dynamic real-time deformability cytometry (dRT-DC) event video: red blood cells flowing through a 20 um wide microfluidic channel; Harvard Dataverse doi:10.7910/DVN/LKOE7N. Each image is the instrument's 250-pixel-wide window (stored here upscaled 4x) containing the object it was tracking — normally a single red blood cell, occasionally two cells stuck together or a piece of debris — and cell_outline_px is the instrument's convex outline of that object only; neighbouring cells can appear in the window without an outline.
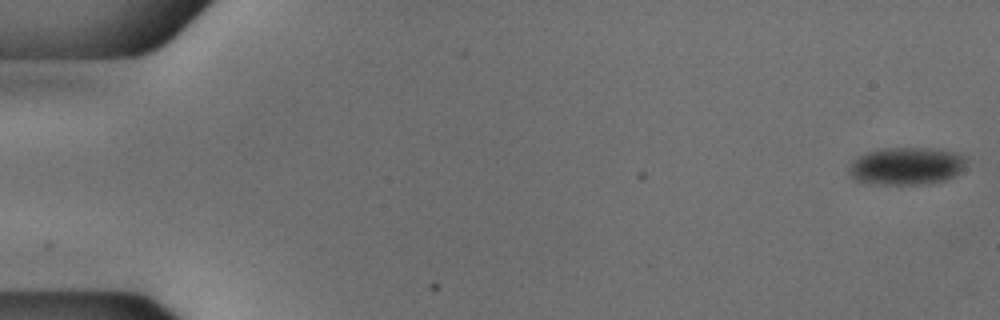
{"species": "common noctule bat (a hibernating species)", "species_latin": "Nyctalus noctula", "temperature_condition": "cold", "stored_images_in_passage": 54, "camera_frame_rate_fps": 3000, "um_per_image_px": 0.085, "animal": {"sex": "male", "body_mass_g": 18.8}, "frame": {"image": 1, "passage_image": 1, "time_ms": 0.0, "image_size_px": [1000, 320], "cell_outline_px": [[968, 160], [964, 168], [960, 172], [944, 180], [928, 184], [864, 184], [852, 180], [848, 172], [848, 168], [852, 160], [868, 152], [884, 148], [936, 148], [956, 152], [968, 156]], "centroid_in_image_um": [77.04, 14.12], "position_along_channel_um": 8.0, "area_um2": 26.24}}
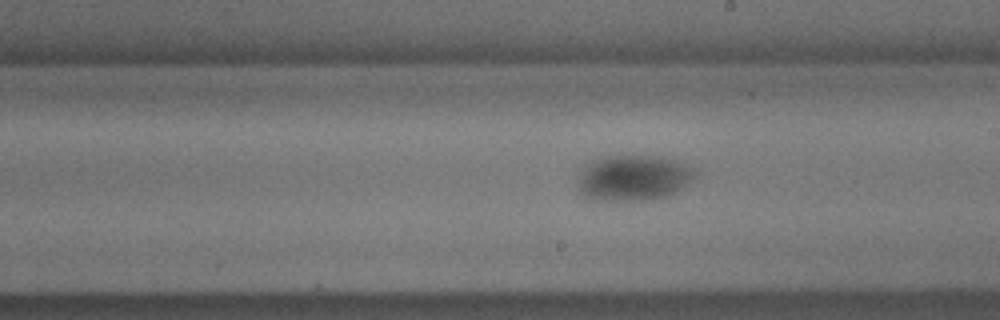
{"frame": {"image": 2, "passage_image": 31, "time_ms": 10.0, "image_size_px": [1000, 320], "cell_outline_px": [[696, 172], [680, 188], [664, 196], [648, 200], [592, 200], [584, 196], [576, 188], [584, 164], [592, 160], [604, 156], [660, 156], [672, 160]], "centroid_in_image_um": [53.69, 15.12], "position_along_channel_um": 235.3, "area_um2": 30.52}}
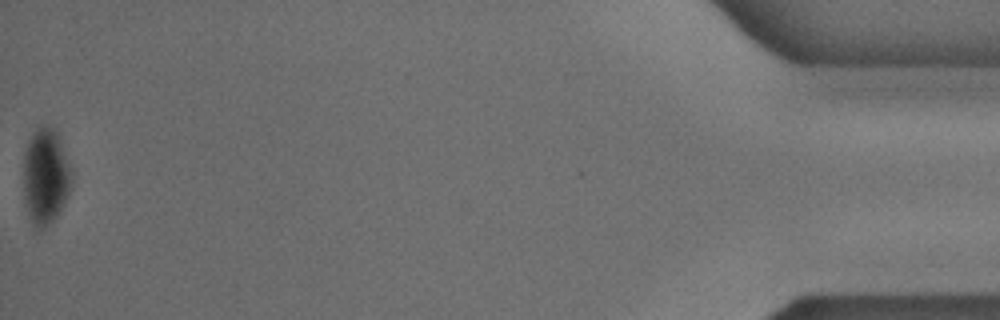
{"frame": {"image": 3, "passage_image": 54, "time_ms": 17.667, "image_size_px": [1000, 320], "cell_outline_px": [[72, 180], [68, 196], [56, 216], [44, 228], [36, 228], [32, 224], [28, 216], [24, 200], [24, 152], [28, 140], [32, 132], [36, 128], [52, 128], [56, 132], [60, 140], [72, 168]], "centroid_in_image_um": [3.87, 15.01], "position_along_channel_um": 431.3, "area_um2": 26.88}}